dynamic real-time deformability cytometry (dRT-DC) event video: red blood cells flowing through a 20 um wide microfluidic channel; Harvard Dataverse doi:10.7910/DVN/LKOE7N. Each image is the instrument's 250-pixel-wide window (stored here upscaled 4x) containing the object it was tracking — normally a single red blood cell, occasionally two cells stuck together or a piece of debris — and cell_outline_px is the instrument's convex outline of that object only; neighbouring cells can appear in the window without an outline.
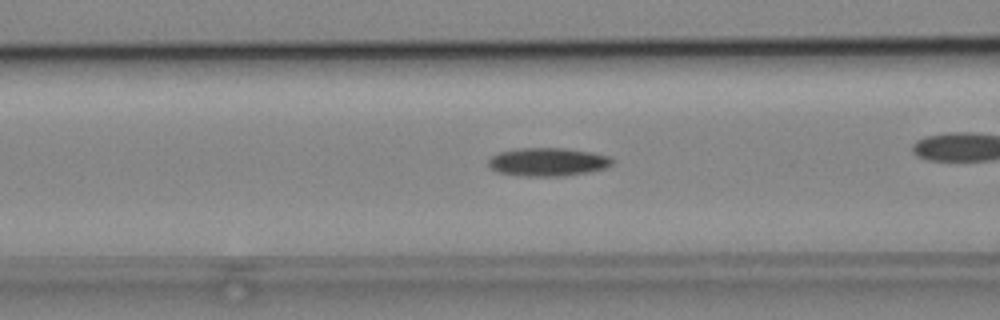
{"species": "common noctule bat (a hibernating species)", "species_latin": "Nyctalus noctula", "temperature_condition": "cold", "stored_images_in_passage": 37, "camera_frame_rate_fps": 3000, "um_per_image_px": 0.085, "animal": {"sex": "male", "body_mass_g": 19.2, "forearm_length_mm": 51.8}, "frame": {"image": 1, "passage_image": 16, "time_ms": 5.0, "image_size_px": [1000, 320], "cell_outline_px": [[612, 164], [604, 168], [588, 172], [560, 176], [524, 176], [496, 172], [488, 164], [488, 160], [492, 156], [500, 152], [520, 148], [564, 148], [592, 152], [608, 156], [612, 160]], "centroid_in_image_um": [46.54, 13.76], "position_along_channel_um": 120.1, "area_um2": 20.23}}
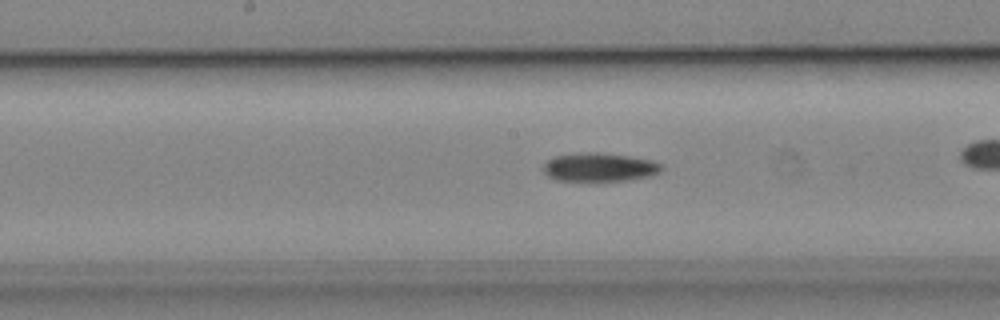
{"frame": {"image": 2, "passage_image": 22, "time_ms": 7.0, "image_size_px": [1000, 320], "cell_outline_px": [[664, 168], [660, 172], [652, 176], [628, 180], [556, 180], [548, 176], [544, 172], [544, 164], [548, 160], [556, 156], [576, 152], [596, 152], [628, 156], [652, 160], [660, 164]], "centroid_in_image_um": [50.97, 14.2], "position_along_channel_um": 197.2, "area_um2": 19.59}}